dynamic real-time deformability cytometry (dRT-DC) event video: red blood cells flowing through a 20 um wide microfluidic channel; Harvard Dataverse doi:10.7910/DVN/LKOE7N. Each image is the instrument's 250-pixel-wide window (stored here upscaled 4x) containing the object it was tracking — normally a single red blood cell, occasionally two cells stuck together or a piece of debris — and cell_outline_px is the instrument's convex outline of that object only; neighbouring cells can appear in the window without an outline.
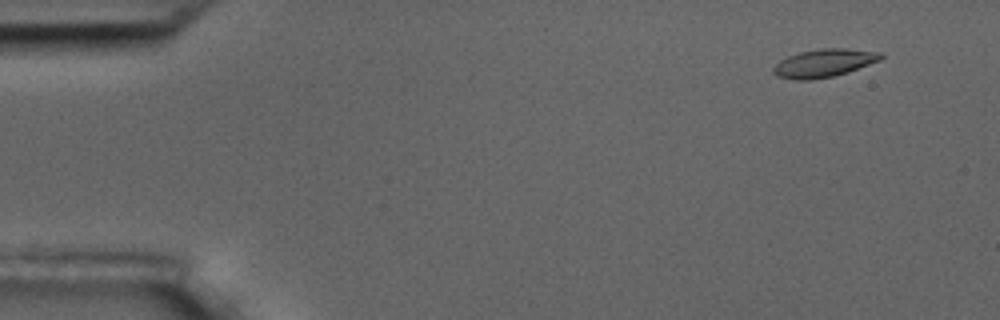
{"species": "common noctule bat (a hibernating species)", "species_latin": "Nyctalus noctula", "temperature_condition": "room temperature", "stored_images_in_passage": 5, "camera_frame_rate_fps": 3000, "um_per_image_px": 0.085, "animal": {"sex": "male", "body_mass_g": 17.5, "forearm_length_mm": 52.3}, "frame": {"image": 1, "passage_image": 2, "time_ms": 1.0, "image_size_px": [1000, 320], "cell_outline_px": [[884, 56], [880, 60], [848, 72], [832, 76], [812, 80], [796, 80], [776, 76], [772, 72], [772, 68], [780, 60], [788, 56], [800, 52], [820, 48], [844, 48], [880, 52]], "centroid_in_image_um": [70.01, 5.36], "position_along_channel_um": 15.0, "area_um2": 17.57}}
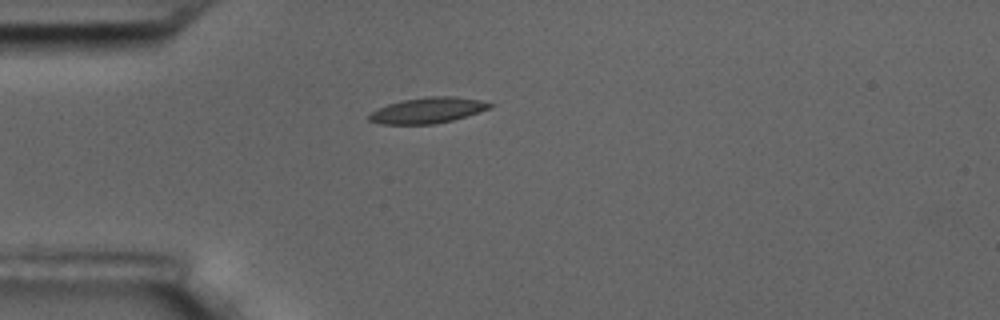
{"frame": {"image": 2, "passage_image": 5, "time_ms": 4.667, "image_size_px": [1000, 320], "cell_outline_px": [[496, 104], [480, 112], [452, 120], [436, 124], [380, 124], [368, 120], [368, 116], [372, 112], [388, 104], [404, 100], [428, 96], [456, 96], [480, 100]], "centroid_in_image_um": [36.38, 9.38], "position_along_channel_um": 48.6, "area_um2": 18.03}}